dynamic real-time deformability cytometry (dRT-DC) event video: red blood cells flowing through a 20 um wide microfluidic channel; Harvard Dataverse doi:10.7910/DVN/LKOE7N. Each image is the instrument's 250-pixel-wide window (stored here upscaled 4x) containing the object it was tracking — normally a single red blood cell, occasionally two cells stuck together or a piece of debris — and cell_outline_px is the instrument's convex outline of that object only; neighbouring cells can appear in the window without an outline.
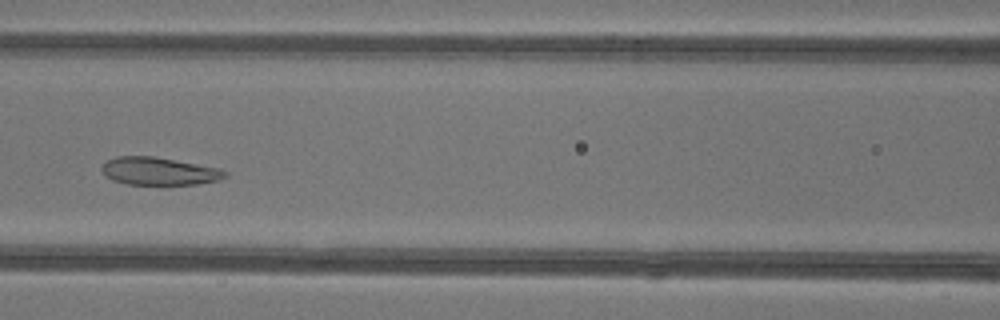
{"species": "common noctule bat (a hibernating species)", "species_latin": "Nyctalus noctula", "temperature_condition": "warm", "stored_images_in_passage": 46, "camera_frame_rate_fps": 3000, "um_per_image_px": 0.085, "animal": {"sex": "female"}, "frame": {"image": 1, "passage_image": 19, "time_ms": 6.0, "image_size_px": [1000, 320], "cell_outline_px": [[228, 176], [220, 180], [196, 184], [128, 184], [112, 180], [104, 176], [100, 168], [108, 160], [116, 156], [152, 156], [220, 168], [228, 172]], "centroid_in_image_um": [13.52, 14.55], "position_along_channel_um": 153.1, "area_um2": 19.94}}
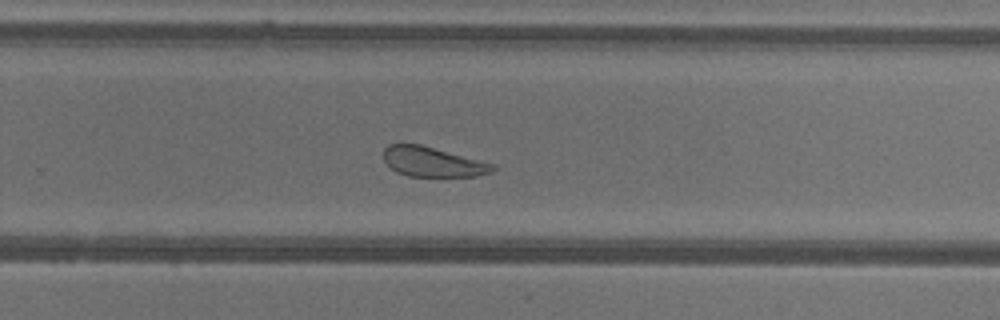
{"frame": {"image": 2, "passage_image": 29, "time_ms": 9.333, "image_size_px": [1000, 320], "cell_outline_px": [[496, 168], [492, 172], [476, 176], [408, 176], [396, 172], [384, 160], [384, 148], [388, 144], [420, 144], [496, 164]], "centroid_in_image_um": [36.8, 13.76], "position_along_channel_um": 293.0, "area_um2": 18.9}}
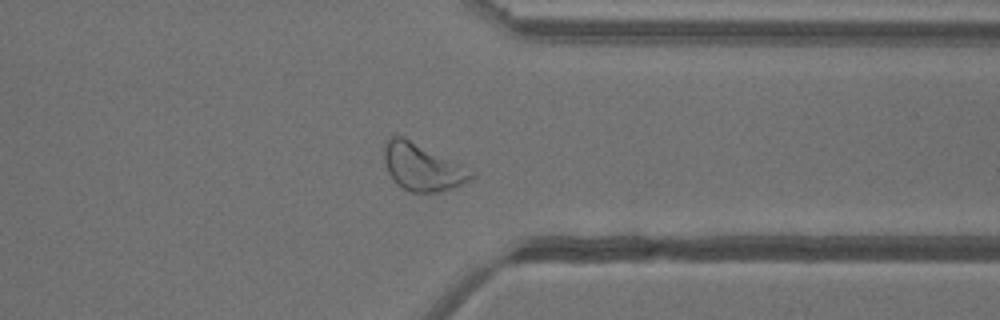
{"frame": {"image": 3, "passage_image": 35, "time_ms": 11.333, "image_size_px": [1000, 320], "cell_outline_px": [[476, 176], [472, 180], [456, 188], [440, 192], [408, 192], [388, 172], [384, 164], [384, 148], [388, 140], [392, 136], [404, 136], [476, 172]], "centroid_in_image_um": [35.96, 14.22], "position_along_channel_um": 375.4, "area_um2": 23.87}}